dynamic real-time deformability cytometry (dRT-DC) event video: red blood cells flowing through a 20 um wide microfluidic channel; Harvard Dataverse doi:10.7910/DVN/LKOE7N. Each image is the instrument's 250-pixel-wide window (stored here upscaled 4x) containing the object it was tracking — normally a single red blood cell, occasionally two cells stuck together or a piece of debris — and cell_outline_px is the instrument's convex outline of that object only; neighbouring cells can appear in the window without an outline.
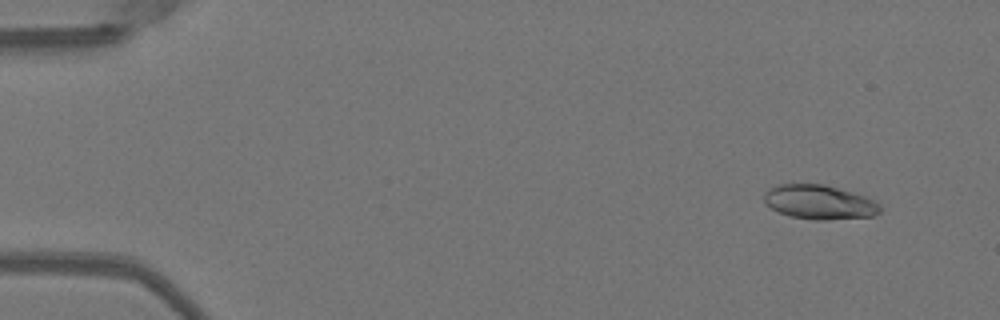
{"species": "Egyptian fruit bat (a non-hibernating species)", "species_latin": "Rousettus aegyptiacus", "temperature_condition": "warm", "stored_images_in_passage": 48, "camera_frame_rate_fps": 3000, "um_per_image_px": 0.085, "animal": {"sex": "female"}, "frame": {"image": 1, "passage_image": 4, "time_ms": 1.0, "image_size_px": [1000, 320], "cell_outline_px": [[880, 212], [872, 216], [828, 220], [812, 220], [788, 216], [764, 204], [764, 192], [768, 188], [776, 184], [824, 184], [864, 196], [876, 200], [880, 204]], "centroid_in_image_um": [69.61, 17.18], "position_along_channel_um": 15.4, "area_um2": 23.35}}
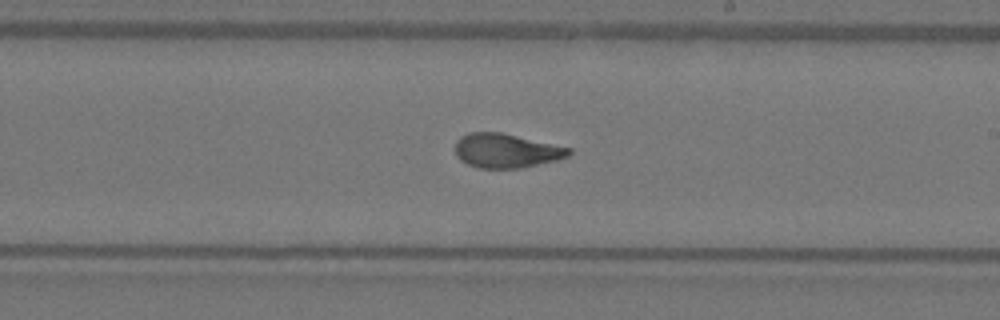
{"frame": {"image": 2, "passage_image": 30, "time_ms": 9.667, "image_size_px": [1000, 320], "cell_outline_px": [[572, 152], [568, 156], [556, 160], [520, 168], [480, 168], [468, 164], [460, 160], [456, 156], [456, 140], [460, 136], [468, 132], [500, 132], [572, 148]], "centroid_in_image_um": [43.01, 12.8], "position_along_channel_um": 246.0, "area_um2": 22.6}}
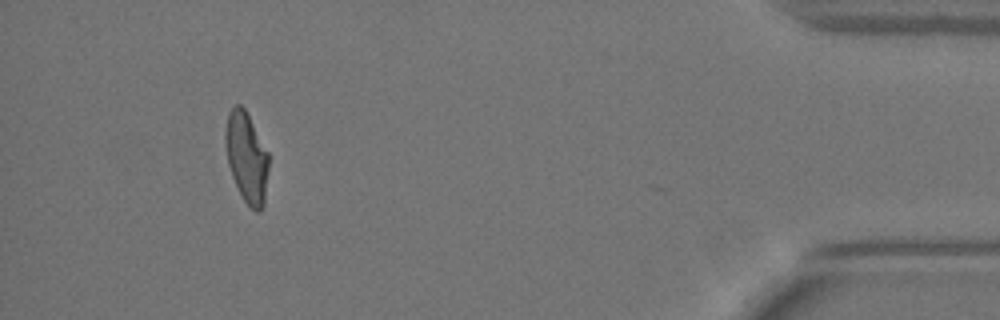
{"frame": {"image": 3, "passage_image": 47, "time_ms": 15.333, "image_size_px": [1000, 320], "cell_outline_px": [[268, 172], [264, 204], [260, 212], [256, 212], [244, 200], [232, 176], [228, 164], [224, 144], [224, 132], [228, 112], [236, 104], [240, 104], [244, 108], [268, 152]], "centroid_in_image_um": [20.94, 13.36], "position_along_channel_um": 414.3, "area_um2": 22.72}}